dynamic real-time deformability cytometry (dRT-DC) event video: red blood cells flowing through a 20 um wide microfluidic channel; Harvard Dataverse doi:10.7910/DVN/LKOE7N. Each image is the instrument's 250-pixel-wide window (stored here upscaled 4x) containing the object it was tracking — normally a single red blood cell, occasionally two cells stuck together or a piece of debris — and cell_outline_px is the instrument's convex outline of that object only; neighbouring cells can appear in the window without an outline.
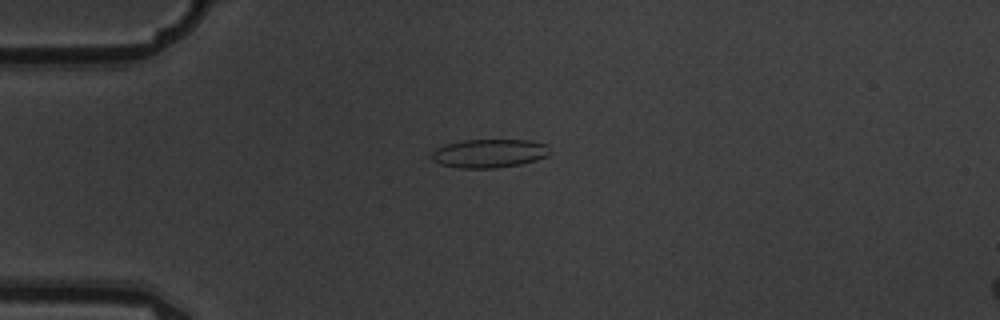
{"species": "common noctule bat (a hibernating species)", "species_latin": "Nyctalus noctula", "temperature_condition": "warm", "stored_images_in_passage": 6, "camera_frame_rate_fps": 3000, "um_per_image_px": 0.085, "animal": {"sex": "male", "body_mass_g": 19.5, "forearm_length_mm": 54.6}, "frame": {"image": 1, "passage_image": 1, "time_ms": 0.0, "image_size_px": [1000, 320], "cell_outline_px": [[548, 156], [536, 160], [520, 164], [496, 168], [460, 168], [440, 164], [432, 160], [432, 152], [436, 148], [448, 144], [464, 140], [532, 140], [548, 144]], "centroid_in_image_um": [41.6, 13.03], "position_along_channel_um": 43.4, "area_um2": 19.65}}
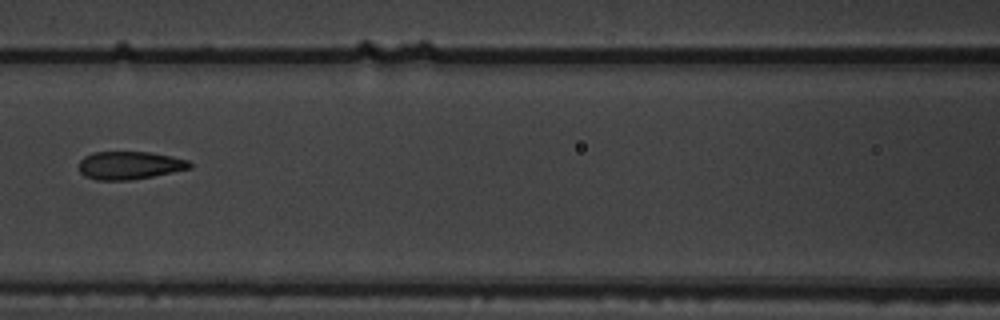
{"frame": {"image": 2, "passage_image": 4, "time_ms": 1.0, "image_size_px": [1000, 320], "cell_outline_px": [[192, 168], [132, 180], [96, 180], [84, 176], [80, 172], [80, 160], [84, 156], [92, 152], [152, 152], [172, 156], [188, 160], [192, 164]], "centroid_in_image_um": [11.02, 14.05], "position_along_channel_um": 155.6, "area_um2": 18.15}}
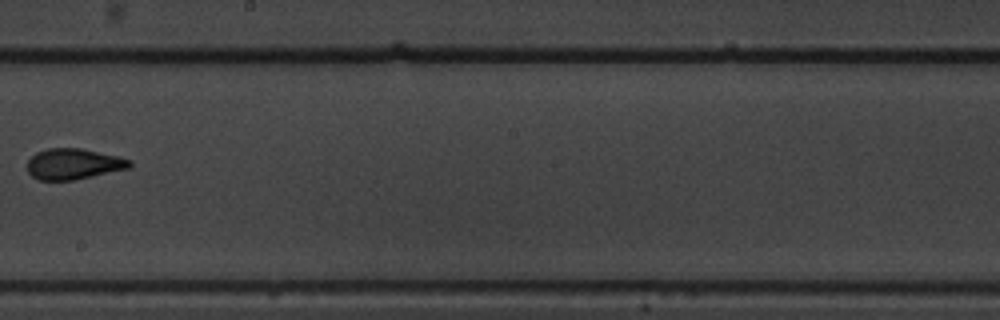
{"frame": {"image": 3, "passage_image": 6, "time_ms": 1.667, "image_size_px": [1000, 320], "cell_outline_px": [[132, 164], [128, 168], [92, 176], [72, 180], [40, 180], [32, 176], [28, 172], [28, 160], [36, 152], [48, 148], [80, 148], [120, 156], [132, 160]], "centroid_in_image_um": [6.25, 13.92], "position_along_channel_um": 241.9, "area_um2": 18.32}}